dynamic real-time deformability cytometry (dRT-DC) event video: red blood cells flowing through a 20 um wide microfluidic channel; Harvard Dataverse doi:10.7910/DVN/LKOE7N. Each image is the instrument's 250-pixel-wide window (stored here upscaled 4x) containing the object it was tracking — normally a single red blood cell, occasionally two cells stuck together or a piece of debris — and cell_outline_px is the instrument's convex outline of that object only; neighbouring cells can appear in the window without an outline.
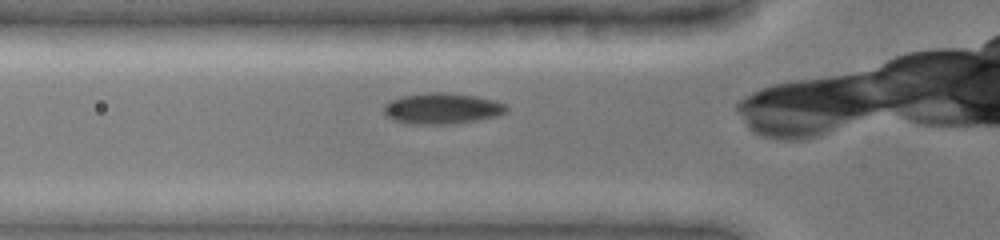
{"species": "common noctule bat (a hibernating species)", "species_latin": "Nyctalus noctula", "temperature_condition": "cold", "stored_images_in_passage": 29, "camera_frame_rate_fps": 3000, "um_per_image_px": 0.085, "animal": {"sex": "female", "body_mass_g": 19.0, "forearm_length_mm": 51.5}, "frame": {"image": 1, "passage_image": 4, "time_ms": 1.0, "image_size_px": [1000, 240], "cell_outline_px": [[508, 112], [500, 116], [480, 120], [456, 124], [412, 124], [392, 120], [384, 112], [384, 104], [392, 100], [404, 96], [428, 92], [444, 92], [476, 96], [492, 100], [504, 104], [508, 108]], "centroid_in_image_um": [37.62, 9.24], "position_along_channel_um": 88.2, "area_um2": 22.25}}
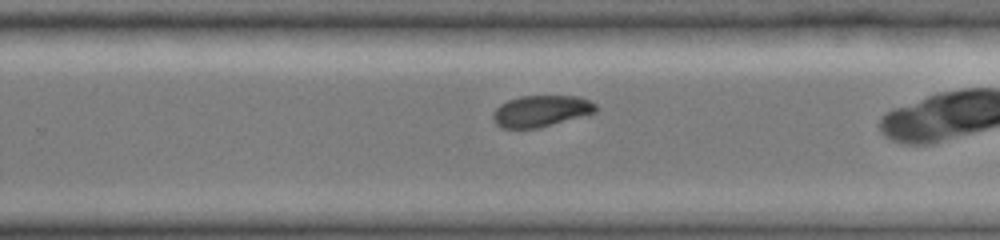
{"frame": {"image": 2, "passage_image": 19, "time_ms": 6.0, "image_size_px": [1000, 240], "cell_outline_px": [[596, 112], [536, 128], [500, 128], [492, 120], [492, 116], [496, 108], [500, 104], [508, 100], [520, 96], [580, 96], [596, 104]], "centroid_in_image_um": [45.94, 9.43], "position_along_channel_um": 283.9, "area_um2": 18.61}}
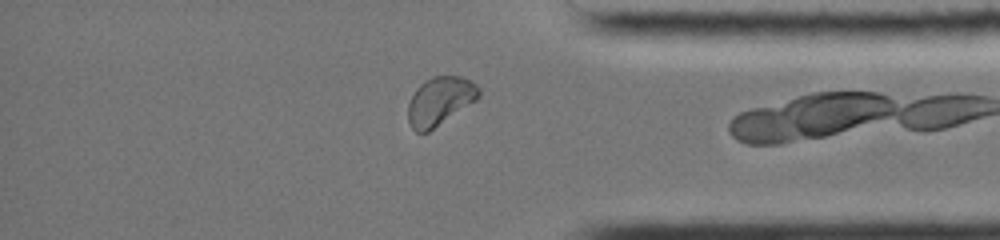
{"frame": {"image": 3, "passage_image": 28, "time_ms": 9.0, "image_size_px": [1000, 240], "cell_outline_px": [[480, 96], [476, 100], [428, 132], [416, 132], [412, 128], [408, 120], [408, 104], [416, 88], [424, 80], [432, 76], [460, 76], [476, 84], [480, 88]], "centroid_in_image_um": [37.38, 8.58], "position_along_channel_um": 397.8, "area_um2": 19.83}}